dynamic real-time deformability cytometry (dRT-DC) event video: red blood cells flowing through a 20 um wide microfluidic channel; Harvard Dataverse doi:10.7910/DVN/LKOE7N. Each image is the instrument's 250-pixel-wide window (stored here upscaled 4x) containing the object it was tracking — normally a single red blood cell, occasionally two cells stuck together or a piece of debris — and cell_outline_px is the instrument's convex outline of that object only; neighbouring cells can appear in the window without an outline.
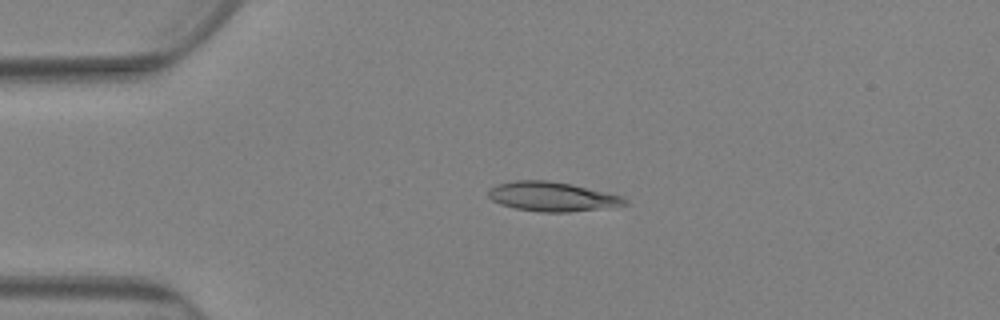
{"species": "Egyptian fruit bat (a non-hibernating species)", "species_latin": "Rousettus aegyptiacus", "temperature_condition": "warm", "stored_images_in_passage": 84, "camera_frame_rate_fps": 3000, "um_per_image_px": 0.085, "animal": {"sex": "female"}, "frame": {"image": 1, "passage_image": 20, "time_ms": 6.333, "image_size_px": [1000, 320], "cell_outline_px": [[628, 204], [568, 212], [540, 212], [516, 208], [500, 204], [492, 200], [488, 196], [488, 188], [496, 184], [516, 180], [548, 180], [572, 184], [624, 196], [628, 200]], "centroid_in_image_um": [46.9, 16.69], "position_along_channel_um": 38.1, "area_um2": 23.35}}
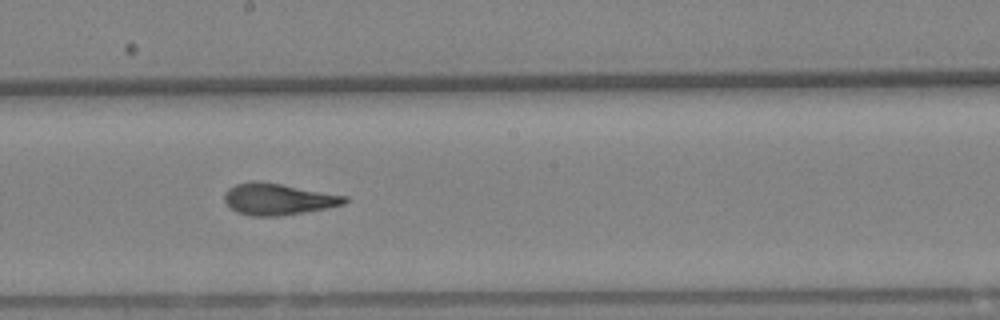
{"frame": {"image": 2, "passage_image": 47, "time_ms": 15.333, "image_size_px": [1000, 320], "cell_outline_px": [[348, 200], [344, 204], [328, 208], [280, 216], [252, 216], [236, 212], [224, 200], [224, 196], [228, 188], [236, 184], [252, 180], [256, 180], [280, 184], [348, 196]], "centroid_in_image_um": [23.63, 16.92], "position_along_channel_um": 224.6, "area_um2": 22.02}}
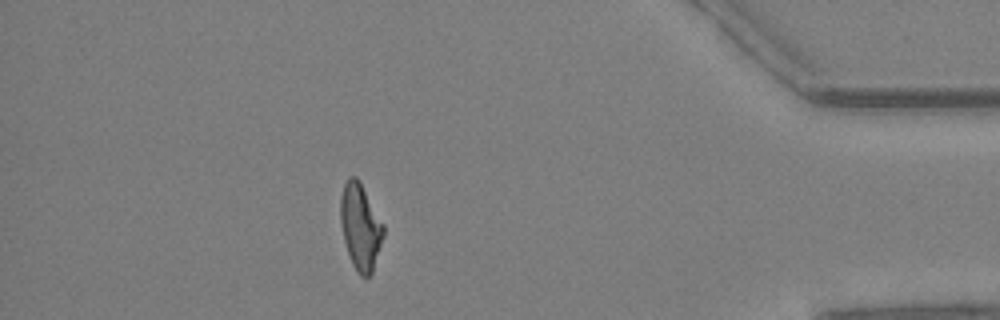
{"frame": {"image": 3, "passage_image": 74, "time_ms": 24.333, "image_size_px": [1000, 320], "cell_outline_px": [[384, 236], [372, 272], [368, 276], [360, 276], [356, 272], [352, 264], [344, 240], [340, 220], [340, 196], [344, 184], [348, 176], [356, 176], [360, 180], [384, 224]], "centroid_in_image_um": [30.63, 19.23], "position_along_channel_um": 404.6, "area_um2": 21.73}, "authors_computed_cell_mechanics": {"area_um2": 22.0218, "velocity_mm_per_s": 2.4794, "shape_relaxation_time_tau1_ms": 7.3712, "shape_relaxation_time_tau2_ms": 2.4121, "deformation_change_tau1": 0.207, "deformation_change_tau2": 0.1093}}